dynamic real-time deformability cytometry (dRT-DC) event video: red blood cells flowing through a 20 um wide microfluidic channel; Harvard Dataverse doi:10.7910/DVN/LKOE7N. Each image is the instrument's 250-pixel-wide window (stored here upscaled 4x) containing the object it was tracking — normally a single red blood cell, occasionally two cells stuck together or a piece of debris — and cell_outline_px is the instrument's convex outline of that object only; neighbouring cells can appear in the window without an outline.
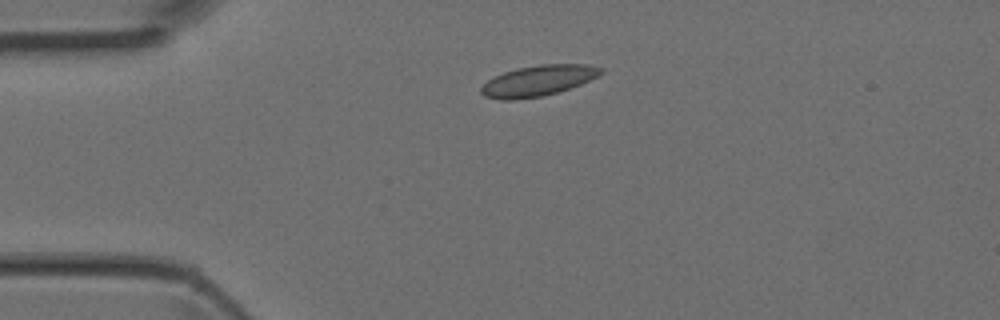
{"species": "Egyptian fruit bat (a non-hibernating species)", "species_latin": "Rousettus aegyptiacus", "temperature_condition": "room temperature", "stored_images_in_passage": 2, "camera_frame_rate_fps": 3000, "um_per_image_px": 0.085, "animal": {"sex": "female"}, "frame": {"image": 1, "passage_image": 2, "time_ms": 0.333, "image_size_px": [1000, 320], "cell_outline_px": [[604, 72], [580, 84], [556, 92], [540, 96], [516, 100], [500, 100], [484, 96], [480, 92], [480, 88], [488, 80], [504, 72], [516, 68], [540, 64], [588, 64], [604, 68]], "centroid_in_image_um": [45.72, 6.85], "position_along_channel_um": 39.3, "area_um2": 21.27}}